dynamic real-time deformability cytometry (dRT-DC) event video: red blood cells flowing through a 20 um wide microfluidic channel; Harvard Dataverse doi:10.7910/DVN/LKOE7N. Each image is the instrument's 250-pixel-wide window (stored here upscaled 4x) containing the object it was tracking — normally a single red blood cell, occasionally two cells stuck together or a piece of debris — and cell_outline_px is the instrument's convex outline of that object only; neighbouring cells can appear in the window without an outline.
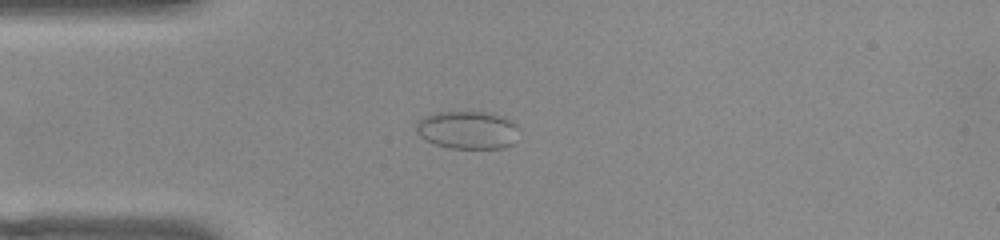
{"species": "common noctule bat (a hibernating species)", "species_latin": "Nyctalus noctula", "temperature_condition": "warm", "stored_images_in_passage": 41, "camera_frame_rate_fps": 3000, "um_per_image_px": 0.085, "animal": {"sex": "female", "body_mass_g": 22.0, "forearm_length_mm": 56.7}, "frame": {"image": 1, "passage_image": 3, "time_ms": 0.667, "image_size_px": [1000, 240], "cell_outline_px": [[516, 128], [512, 144], [504, 148], [448, 148], [424, 140], [416, 132], [416, 120], [424, 116], [436, 112], [488, 112], [500, 116], [516, 124]], "centroid_in_image_um": [39.65, 11.05], "position_along_channel_um": 45.3, "area_um2": 22.54}}
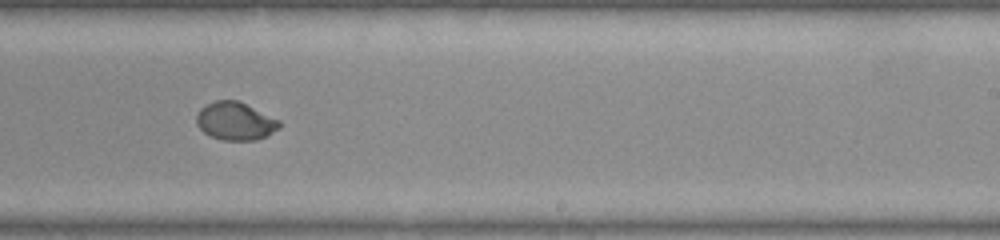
{"frame": {"image": 2, "passage_image": 21, "time_ms": 6.667, "image_size_px": [1000, 240], "cell_outline_px": [[280, 128], [256, 140], [224, 140], [212, 136], [204, 132], [196, 124], [196, 112], [200, 108], [216, 100], [236, 100], [280, 120]], "centroid_in_image_um": [19.97, 10.29], "position_along_channel_um": 269.0, "area_um2": 18.09}}
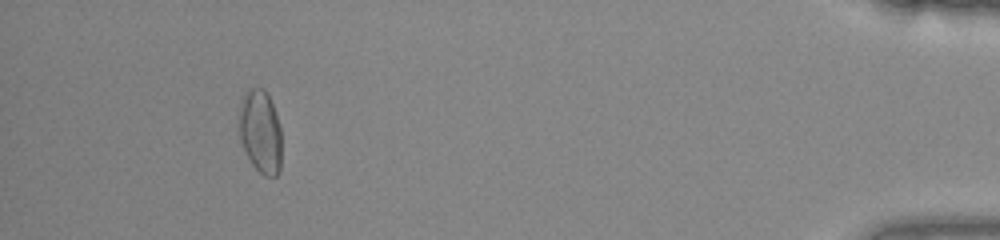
{"frame": {"image": 3, "passage_image": 37, "time_ms": 12.0, "image_size_px": [1000, 240], "cell_outline_px": [[280, 168], [276, 176], [264, 176], [252, 164], [240, 140], [236, 124], [240, 100], [244, 92], [248, 88], [264, 88], [276, 112], [280, 128]], "centroid_in_image_um": [22.08, 11.13], "position_along_channel_um": 413.1, "area_um2": 21.04}}